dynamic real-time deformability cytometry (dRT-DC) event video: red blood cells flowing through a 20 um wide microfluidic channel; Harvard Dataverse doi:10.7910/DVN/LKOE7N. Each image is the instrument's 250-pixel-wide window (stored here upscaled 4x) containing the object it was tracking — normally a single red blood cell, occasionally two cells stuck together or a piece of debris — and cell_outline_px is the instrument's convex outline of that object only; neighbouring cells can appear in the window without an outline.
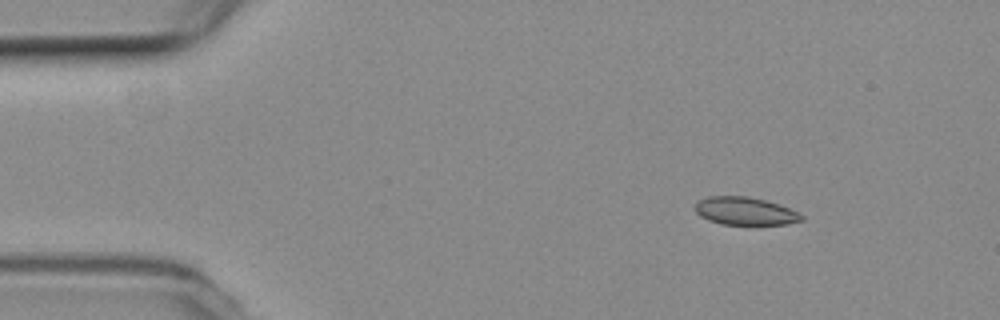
{"species": "common noctule bat (a hibernating species)", "species_latin": "Nyctalus noctula", "temperature_condition": "room temperature", "stored_images_in_passage": 21, "camera_frame_rate_fps": 3000, "um_per_image_px": 0.085, "animal": {"sex": "female", "body_mass_g": 19.3, "forearm_length_mm": 54.1}, "frame": {"image": 1, "passage_image": 6, "time_ms": 1.667, "image_size_px": [1000, 320], "cell_outline_px": [[804, 220], [788, 224], [756, 228], [748, 228], [720, 224], [708, 220], [700, 216], [692, 208], [696, 200], [708, 196], [748, 196], [780, 204], [804, 216]], "centroid_in_image_um": [63.32, 18.0], "position_along_channel_um": 21.7, "area_um2": 18.55}}
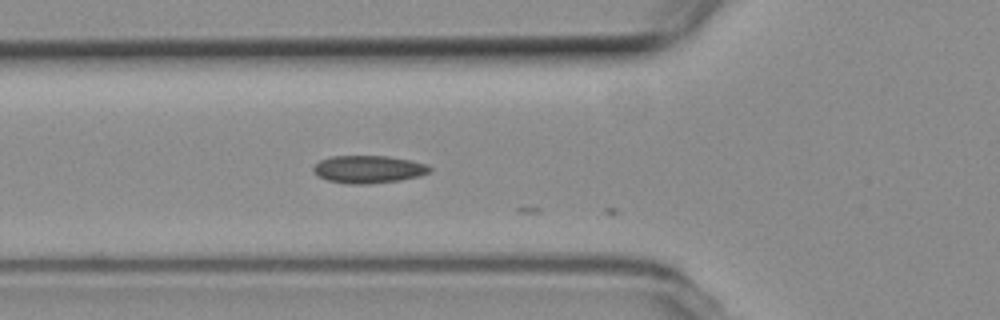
{"frame": {"image": 2, "passage_image": 18, "time_ms": 5.667, "image_size_px": [1000, 320], "cell_outline_px": [[432, 172], [420, 176], [400, 180], [368, 184], [348, 184], [328, 180], [316, 176], [312, 168], [320, 160], [332, 156], [388, 156], [412, 160], [428, 164], [432, 168]], "centroid_in_image_um": [31.36, 14.39], "position_along_channel_um": 94.4, "area_um2": 18.96}}